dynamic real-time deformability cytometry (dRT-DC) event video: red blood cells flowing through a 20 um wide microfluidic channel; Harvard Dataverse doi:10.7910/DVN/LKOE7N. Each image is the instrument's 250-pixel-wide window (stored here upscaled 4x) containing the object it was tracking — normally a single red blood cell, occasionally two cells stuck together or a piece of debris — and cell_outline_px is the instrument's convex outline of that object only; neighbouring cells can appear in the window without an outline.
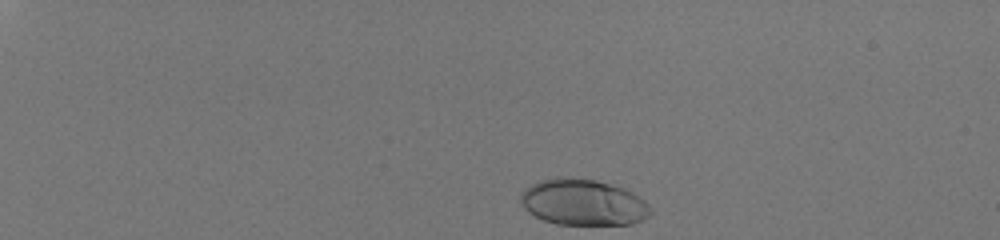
{"species": "human", "species_latin": "Homo sapiens", "temperature_condition": "room temperature", "stored_images_in_passage": 37, "camera_frame_rate_fps": 3000, "um_per_image_px": 0.085, "donor": {"sex": "male"}, "frame": {"image": 1, "passage_image": 1, "time_ms": 0.0, "image_size_px": [1000, 240], "cell_outline_px": [[652, 212], [648, 216], [632, 224], [556, 224], [544, 220], [528, 212], [524, 208], [520, 200], [520, 192], [532, 184], [540, 180], [560, 176], [564, 176], [596, 180], [612, 184], [624, 188], [632, 192], [644, 200], [652, 208]], "centroid_in_image_um": [49.56, 17.18], "position_along_channel_um": 35.4, "area_um2": 35.08}}
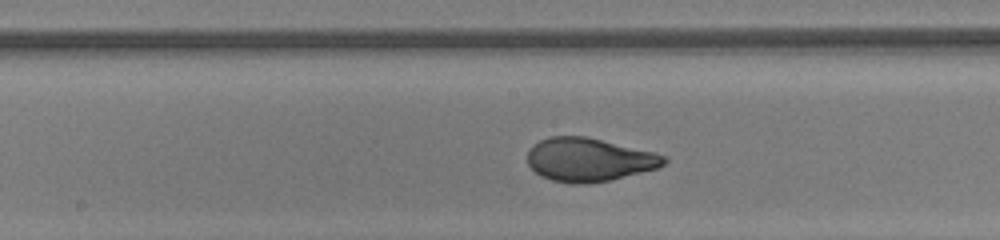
{"frame": {"image": 2, "passage_image": 22, "time_ms": 7.0, "image_size_px": [1000, 240], "cell_outline_px": [[668, 160], [660, 168], [608, 180], [584, 184], [568, 184], [552, 180], [540, 176], [528, 164], [528, 152], [532, 144], [548, 136], [584, 136], [656, 152], [668, 156]], "centroid_in_image_um": [50.08, 13.57], "position_along_channel_um": 198.1, "area_um2": 34.8}}
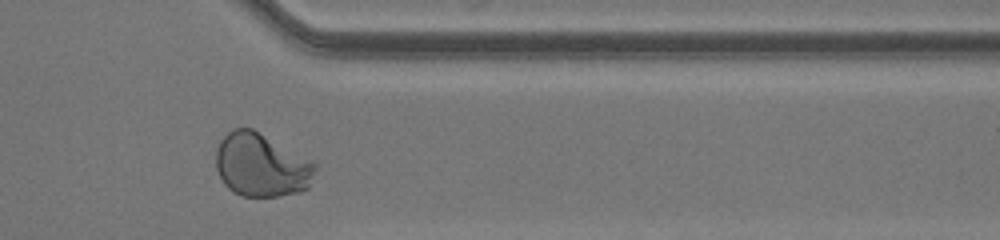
{"frame": {"image": 3, "passage_image": 36, "time_ms": 11.667, "image_size_px": [1000, 240], "cell_outline_px": [[316, 168], [308, 188], [300, 192], [276, 196], [244, 196], [232, 192], [224, 184], [216, 168], [216, 148], [220, 140], [232, 128], [252, 128], [312, 160], [316, 164]], "centroid_in_image_um": [22.2, 14.03], "position_along_channel_um": 389.2, "area_um2": 36.7}, "authors_computed_cell_mechanics": {"area_um2": 34.7956, "velocity_mm_per_s": 4.1014, "shape_relaxation_time_tau1_ms": 4.7076, "shape_relaxation_time_tau2_ms": null, "deformation_change_tau1": 0.229, "deformation_change_tau2": null}}